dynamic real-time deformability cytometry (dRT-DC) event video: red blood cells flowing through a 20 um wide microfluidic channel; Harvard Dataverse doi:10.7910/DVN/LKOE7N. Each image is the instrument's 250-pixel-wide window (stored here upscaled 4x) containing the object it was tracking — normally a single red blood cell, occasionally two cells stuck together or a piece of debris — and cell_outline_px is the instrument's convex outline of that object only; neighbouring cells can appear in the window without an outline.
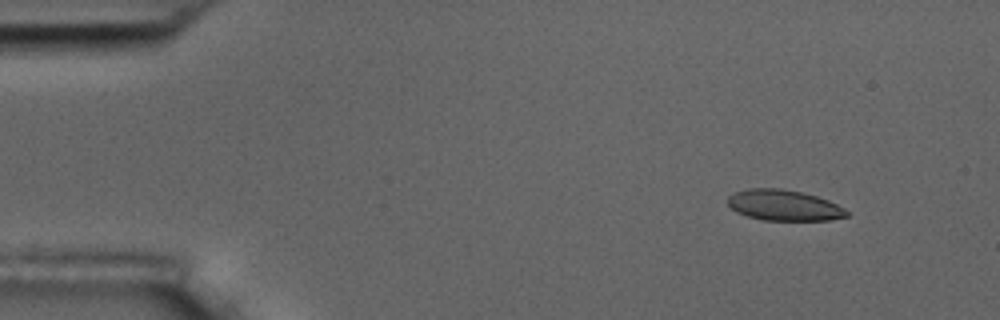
{"species": "common noctule bat (a hibernating species)", "species_latin": "Nyctalus noctula", "temperature_condition": "room temperature", "stored_images_in_passage": 3, "camera_frame_rate_fps": 3000, "um_per_image_px": 0.085, "animal": {"sex": "male", "body_mass_g": 17.5, "forearm_length_mm": 52.3}, "frame": {"image": 1, "passage_image": 1, "time_ms": 0.0, "image_size_px": [1000, 320], "cell_outline_px": [[848, 216], [832, 220], [764, 220], [748, 216], [736, 212], [728, 204], [728, 196], [736, 192], [752, 188], [780, 188], [800, 192], [816, 196], [828, 200], [844, 208], [848, 212]], "centroid_in_image_um": [66.64, 17.45], "position_along_channel_um": 18.4, "area_um2": 21.15}}